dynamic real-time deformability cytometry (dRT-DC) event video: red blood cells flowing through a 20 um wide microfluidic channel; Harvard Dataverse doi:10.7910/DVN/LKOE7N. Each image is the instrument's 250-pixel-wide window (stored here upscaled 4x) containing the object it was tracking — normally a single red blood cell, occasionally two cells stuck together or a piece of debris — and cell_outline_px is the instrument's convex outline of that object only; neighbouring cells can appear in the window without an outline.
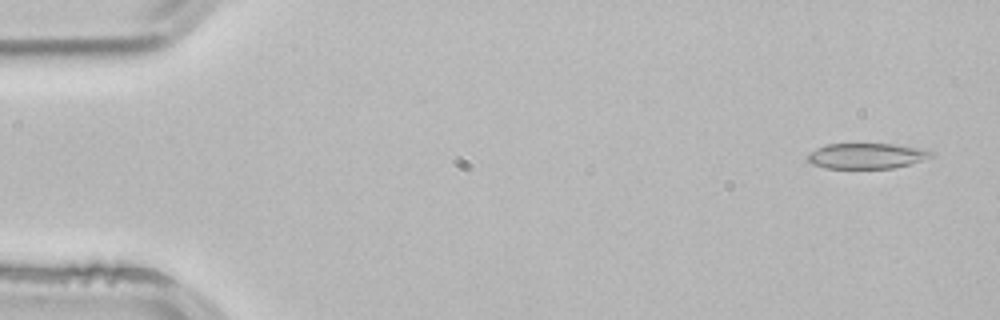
{"species": "common noctule bat (a hibernating species)", "species_latin": "Nyctalus noctula", "temperature_condition": "room temperature", "stored_images_in_passage": 3, "camera_frame_rate_fps": 3000, "um_per_image_px": 0.085, "animal": {"sex": "male", "body_mass_g": 21.5, "forearm_length_mm": 52.0}, "frame": {"image": 1, "passage_image": 1, "time_ms": 0.0, "image_size_px": [1000, 320], "cell_outline_px": [[932, 156], [908, 164], [892, 168], [824, 168], [812, 164], [808, 160], [808, 152], [816, 148], [828, 144], [896, 144], [920, 148], [932, 152]], "centroid_in_image_um": [73.6, 13.24], "position_along_channel_um": 11.4, "area_um2": 18.15}}
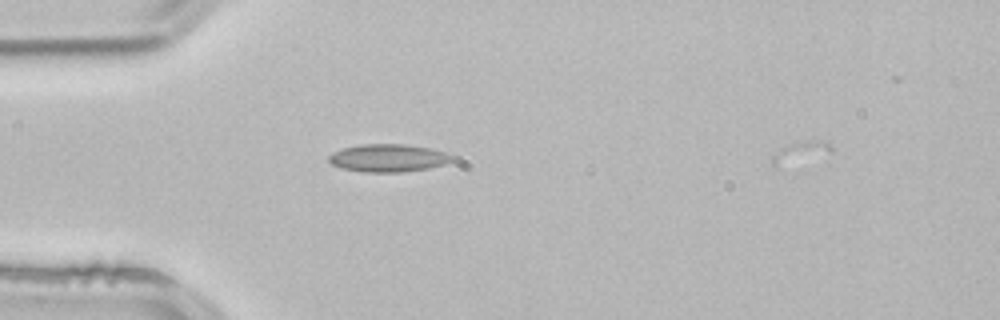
{"frame": {"image": 2, "passage_image": 3, "time_ms": 0.667, "image_size_px": [1000, 320], "cell_outline_px": [[456, 156], [452, 160], [444, 164], [428, 168], [404, 172], [360, 172], [344, 168], [332, 164], [328, 160], [328, 156], [344, 148], [360, 144], [404, 144], [428, 148], [444, 152]], "centroid_in_image_um": [33.02, 13.43], "position_along_channel_um": 52.0, "area_um2": 19.77}}